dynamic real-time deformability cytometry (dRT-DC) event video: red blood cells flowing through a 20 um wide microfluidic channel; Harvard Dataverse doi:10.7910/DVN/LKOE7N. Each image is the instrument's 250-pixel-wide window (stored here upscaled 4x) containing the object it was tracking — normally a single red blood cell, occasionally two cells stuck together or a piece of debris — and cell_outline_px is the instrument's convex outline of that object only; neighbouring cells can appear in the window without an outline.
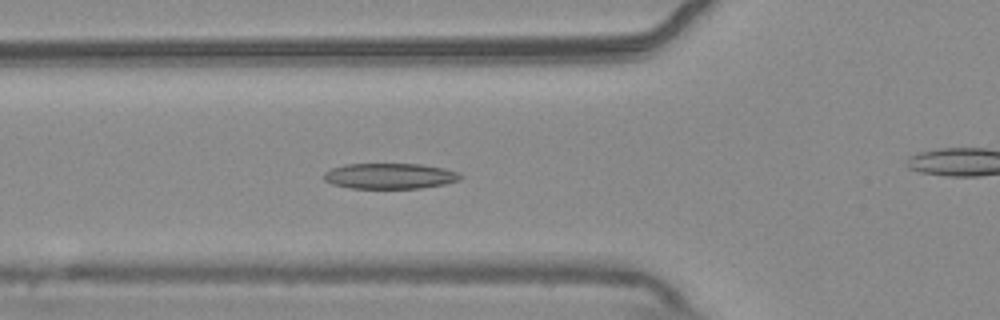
{"species": "common noctule bat (a hibernating species)", "species_latin": "Nyctalus noctula", "temperature_condition": "warm", "stored_images_in_passage": 55, "camera_frame_rate_fps": 3000, "um_per_image_px": 0.085, "animal": {"sex": "male", "body_mass_g": 20.4}, "frame": {"image": 1, "passage_image": 19, "time_ms": 6.0, "image_size_px": [1000, 320], "cell_outline_px": [[464, 176], [460, 180], [444, 184], [420, 188], [348, 188], [332, 184], [324, 180], [324, 172], [332, 168], [344, 164], [420, 164], [444, 168], [460, 172]], "centroid_in_image_um": [33.15, 14.96], "position_along_channel_um": 92.6, "area_um2": 20.52}}
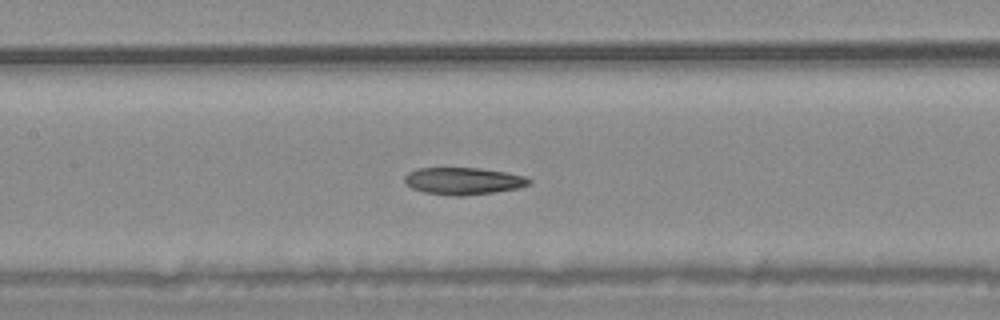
{"frame": {"image": 2, "passage_image": 25, "time_ms": 8.0, "image_size_px": [1000, 320], "cell_outline_px": [[532, 180], [528, 184], [520, 188], [492, 192], [460, 196], [452, 196], [424, 192], [412, 188], [404, 180], [404, 176], [408, 172], [416, 168], [480, 168], [504, 172], [524, 176]], "centroid_in_image_um": [39.36, 15.38], "position_along_channel_um": 168.0, "area_um2": 19.54}}
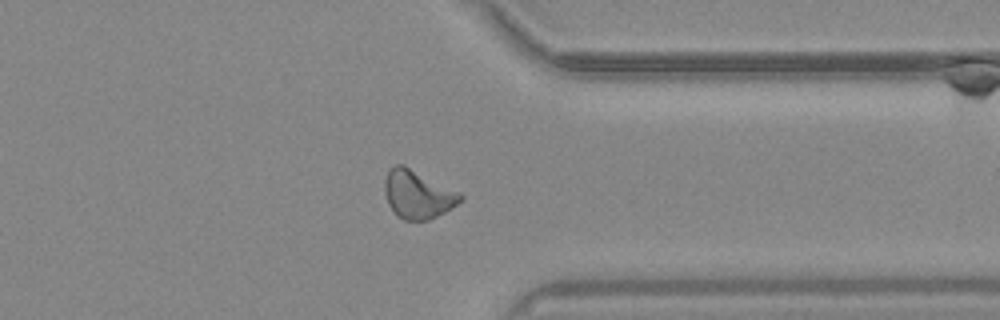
{"frame": {"image": 3, "passage_image": 42, "time_ms": 13.667, "image_size_px": [1000, 320], "cell_outline_px": [[464, 200], [444, 212], [428, 220], [404, 220], [396, 216], [388, 204], [384, 192], [384, 180], [388, 172], [396, 164], [404, 164], [460, 192], [464, 196]], "centroid_in_image_um": [35.51, 16.52], "position_along_channel_um": 375.9, "area_um2": 21.44}}